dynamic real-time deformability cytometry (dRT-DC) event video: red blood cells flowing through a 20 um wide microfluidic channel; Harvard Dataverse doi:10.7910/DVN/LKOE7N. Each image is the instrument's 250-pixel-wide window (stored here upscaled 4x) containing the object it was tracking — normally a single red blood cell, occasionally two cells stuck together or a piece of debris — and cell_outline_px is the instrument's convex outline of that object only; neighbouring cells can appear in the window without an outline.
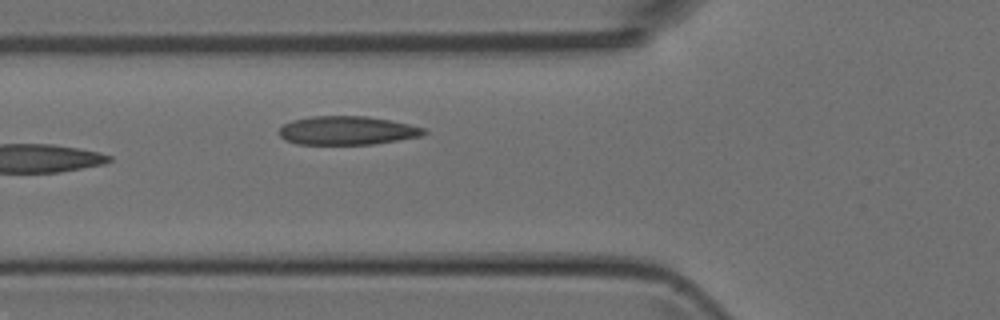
{"species": "Egyptian fruit bat (a non-hibernating species)", "species_latin": "Rousettus aegyptiacus", "temperature_condition": "room temperature", "stored_images_in_passage": 4, "camera_frame_rate_fps": 3000, "um_per_image_px": 0.085, "animal": {"sex": "female"}, "frame": {"image": 1, "passage_image": 4, "time_ms": 3.667, "image_size_px": [1000, 320], "cell_outline_px": [[428, 132], [420, 136], [372, 144], [296, 144], [284, 140], [276, 132], [284, 124], [292, 120], [312, 116], [368, 116], [408, 124], [424, 128]], "centroid_in_image_um": [29.44, 11.09], "position_along_channel_um": 96.4, "area_um2": 24.1}}